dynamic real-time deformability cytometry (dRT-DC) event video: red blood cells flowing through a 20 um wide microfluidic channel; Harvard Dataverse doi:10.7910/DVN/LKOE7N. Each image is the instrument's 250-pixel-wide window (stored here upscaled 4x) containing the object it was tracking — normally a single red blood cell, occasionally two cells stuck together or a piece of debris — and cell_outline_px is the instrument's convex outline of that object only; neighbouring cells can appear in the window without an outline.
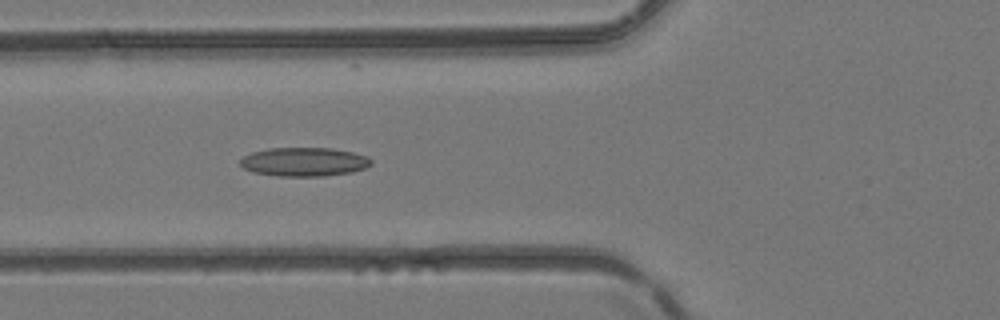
{"species": "common noctule bat (a hibernating species)", "species_latin": "Nyctalus noctula", "temperature_condition": "room temperature", "stored_images_in_passage": 45, "camera_frame_rate_fps": 3000, "um_per_image_px": 0.085, "animal": {"sex": "female", "body_mass_g": 24.6, "forearm_length_mm": 56.2}, "frame": {"image": 1, "passage_image": 17, "time_ms": 5.333, "image_size_px": [1000, 320], "cell_outline_px": [[372, 164], [364, 168], [352, 172], [324, 176], [276, 176], [252, 172], [244, 168], [240, 164], [240, 160], [244, 156], [252, 152], [268, 148], [332, 148], [352, 152], [368, 156], [372, 160]], "centroid_in_image_um": [25.85, 13.76], "position_along_channel_um": 99.9, "area_um2": 22.08}}
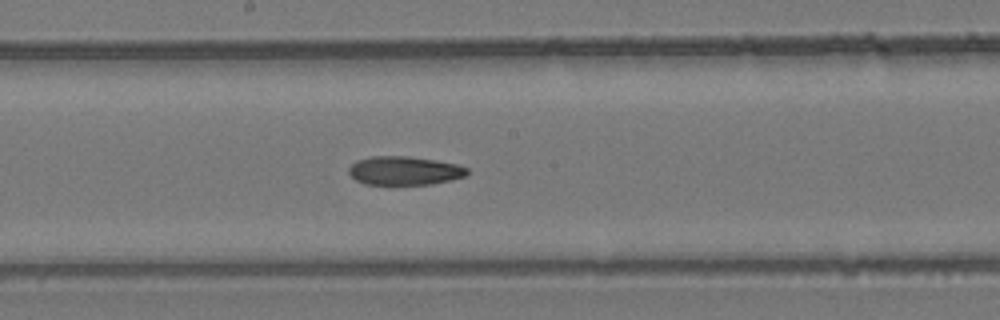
{"frame": {"image": 2, "passage_image": 24, "time_ms": 7.667, "image_size_px": [1000, 320], "cell_outline_px": [[468, 172], [464, 176], [432, 184], [364, 184], [356, 180], [348, 172], [348, 168], [356, 160], [372, 156], [408, 156], [436, 160], [456, 164], [468, 168]], "centroid_in_image_um": [34.34, 14.5], "position_along_channel_um": 213.9, "area_um2": 19.65}}
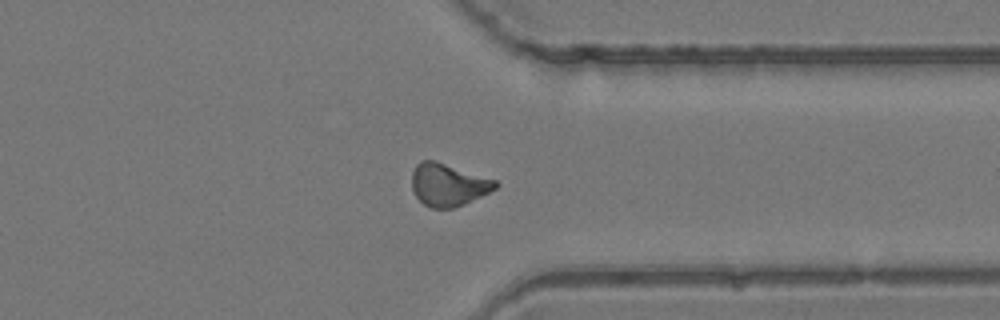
{"frame": {"image": 3, "passage_image": 34, "time_ms": 11.0, "image_size_px": [1000, 320], "cell_outline_px": [[500, 184], [496, 188], [464, 204], [452, 208], [432, 208], [424, 204], [416, 196], [412, 188], [412, 172], [416, 164], [420, 160], [436, 160], [496, 180]], "centroid_in_image_um": [38.08, 15.68], "position_along_channel_um": 373.3, "area_um2": 20.63}}